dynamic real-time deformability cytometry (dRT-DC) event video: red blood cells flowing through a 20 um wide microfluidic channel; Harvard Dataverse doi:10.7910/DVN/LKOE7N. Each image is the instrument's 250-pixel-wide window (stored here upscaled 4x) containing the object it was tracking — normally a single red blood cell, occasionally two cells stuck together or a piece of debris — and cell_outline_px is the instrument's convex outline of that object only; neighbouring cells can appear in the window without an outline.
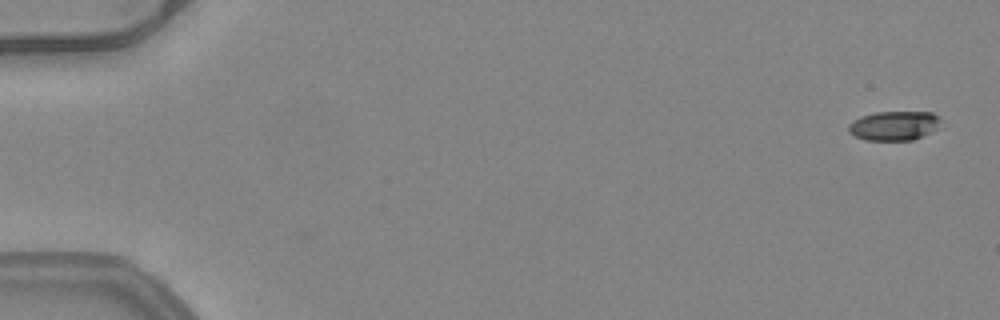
{"species": "common noctule bat (a hibernating species)", "species_latin": "Nyctalus noctula", "temperature_condition": "warm", "stored_images_in_passage": 3, "camera_frame_rate_fps": 3000, "um_per_image_px": 0.085, "animal": {"sex": "female", "body_mass_g": 24.6, "forearm_length_mm": 56.2}, "frame": {"image": 1, "passage_image": 3, "time_ms": 0.667, "image_size_px": [1000, 320], "cell_outline_px": [[940, 120], [936, 128], [912, 140], [864, 140], [848, 132], [848, 124], [852, 120], [860, 116], [876, 112], [932, 112], [940, 116]], "centroid_in_image_um": [75.94, 10.67], "position_along_channel_um": 9.1, "area_um2": 15.66}}